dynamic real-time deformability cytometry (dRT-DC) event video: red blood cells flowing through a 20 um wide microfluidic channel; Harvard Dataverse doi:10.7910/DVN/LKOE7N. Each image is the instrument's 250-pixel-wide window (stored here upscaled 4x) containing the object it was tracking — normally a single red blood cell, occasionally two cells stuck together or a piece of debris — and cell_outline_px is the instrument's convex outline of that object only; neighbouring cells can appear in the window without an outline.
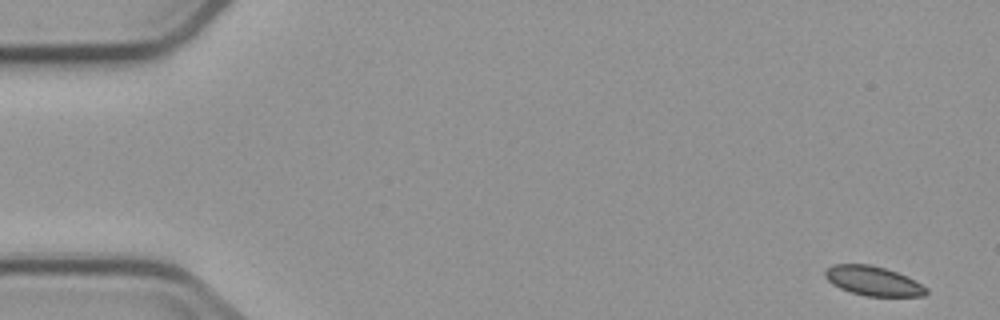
{"species": "common noctule bat (a hibernating species)", "species_latin": "Nyctalus noctula", "temperature_condition": "cold", "stored_images_in_passage": 7, "camera_frame_rate_fps": 3000, "um_per_image_px": 0.085, "animal": {"sex": "male", "body_mass_g": 23.1, "forearm_length_mm": 52.7}, "frame": {"image": 1, "passage_image": 1, "time_ms": 0.0, "image_size_px": [1000, 320], "cell_outline_px": [[928, 292], [924, 296], [868, 296], [848, 292], [832, 284], [824, 276], [824, 272], [832, 264], [868, 264], [884, 268], [896, 272], [928, 288]], "centroid_in_image_um": [74.18, 23.89], "position_along_channel_um": 10.8, "area_um2": 17.17}}
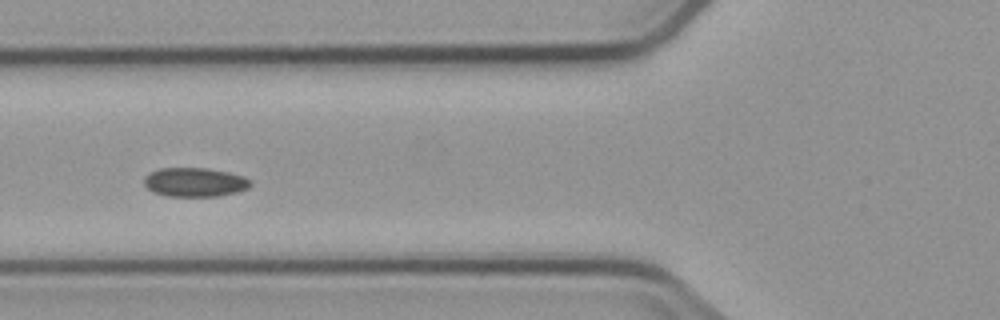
{"frame": {"image": 2, "passage_image": 6, "time_ms": 6.333, "image_size_px": [1000, 320], "cell_outline_px": [[252, 184], [248, 188], [236, 192], [220, 196], [168, 196], [152, 192], [144, 184], [144, 176], [160, 168], [208, 168], [228, 172], [244, 176], [252, 180]], "centroid_in_image_um": [16.58, 15.48], "position_along_channel_um": 109.2, "area_um2": 18.09}}
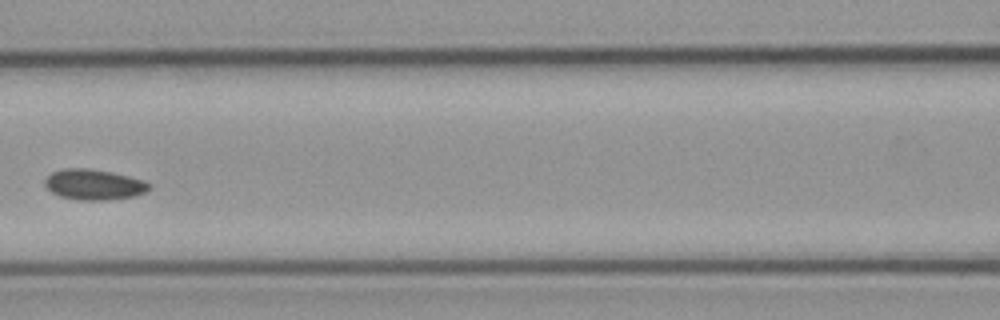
{"frame": {"image": 3, "passage_image": 7, "time_ms": 7.667, "image_size_px": [1000, 320], "cell_outline_px": [[152, 184], [144, 192], [136, 196], [108, 200], [80, 200], [60, 196], [52, 192], [44, 184], [44, 180], [52, 172], [64, 168], [88, 168], [112, 172], [144, 180]], "centroid_in_image_um": [7.99, 15.68], "position_along_channel_um": 158.6, "area_um2": 18.55}}